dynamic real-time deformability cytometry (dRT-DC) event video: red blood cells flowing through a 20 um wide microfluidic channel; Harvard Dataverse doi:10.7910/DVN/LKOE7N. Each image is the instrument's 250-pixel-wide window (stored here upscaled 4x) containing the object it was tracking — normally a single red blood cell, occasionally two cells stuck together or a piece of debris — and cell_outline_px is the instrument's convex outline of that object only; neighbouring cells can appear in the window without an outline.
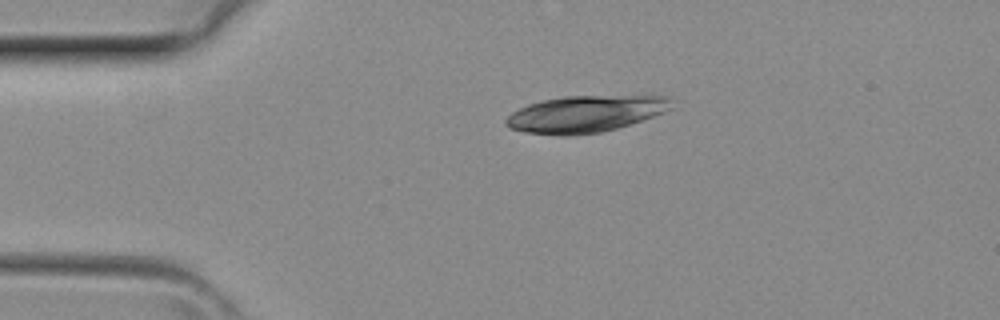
{"species": "common noctule bat (a hibernating species)", "species_latin": "Nyctalus noctula", "temperature_condition": "room temperature", "stored_images_in_passage": 3, "camera_frame_rate_fps": 3000, "um_per_image_px": 0.085, "animal": {"sex": "female", "body_mass_g": 29.2, "forearm_length_mm": 56.3}, "frame": {"image": 1, "passage_image": 2, "time_ms": 0.333, "image_size_px": [1000, 320], "cell_outline_px": [[672, 108], [664, 112], [616, 128], [600, 132], [568, 136], [560, 136], [524, 132], [508, 128], [504, 124], [504, 120], [512, 112], [528, 104], [544, 100], [564, 96], [668, 96]], "centroid_in_image_um": [49.68, 9.69], "position_along_channel_um": 35.3, "area_um2": 35.14}}